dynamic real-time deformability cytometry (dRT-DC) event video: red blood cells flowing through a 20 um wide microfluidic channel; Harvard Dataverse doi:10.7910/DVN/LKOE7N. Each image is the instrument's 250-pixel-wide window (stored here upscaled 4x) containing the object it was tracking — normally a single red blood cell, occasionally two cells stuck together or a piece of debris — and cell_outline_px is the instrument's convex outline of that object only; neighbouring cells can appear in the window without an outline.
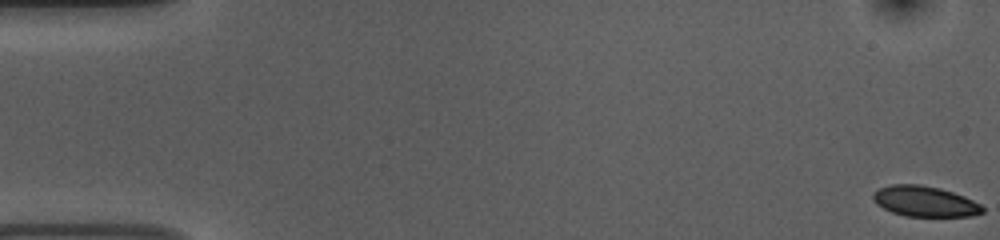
{"species": "common noctule bat (a hibernating species)", "species_latin": "Nyctalus noctula", "temperature_condition": "room temperature", "stored_images_in_passage": 54, "camera_frame_rate_fps": 3000, "um_per_image_px": 0.085, "animal": {"sex": "female", "body_mass_g": 10.0, "forearm_length_mm": 53.1}, "frame": {"image": 1, "passage_image": 1, "time_ms": 0.0, "image_size_px": [1000, 240], "cell_outline_px": [[984, 212], [972, 216], [904, 216], [892, 212], [876, 204], [872, 200], [872, 196], [880, 188], [892, 184], [920, 184], [940, 188], [964, 196], [980, 204], [984, 208]], "centroid_in_image_um": [78.61, 17.12], "position_along_channel_um": 6.4, "area_um2": 19.42}}
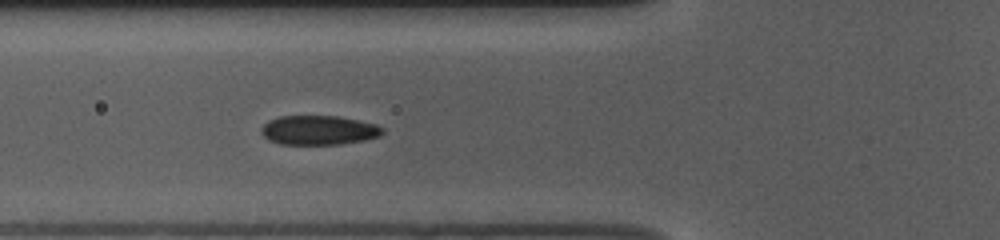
{"frame": {"image": 2, "passage_image": 20, "time_ms": 6.333, "image_size_px": [1000, 240], "cell_outline_px": [[384, 132], [380, 136], [364, 140], [340, 144], [280, 144], [268, 140], [260, 132], [260, 128], [268, 120], [280, 116], [336, 116], [376, 124], [384, 128]], "centroid_in_image_um": [27.07, 11.07], "position_along_channel_um": 98.7, "area_um2": 20.75}}
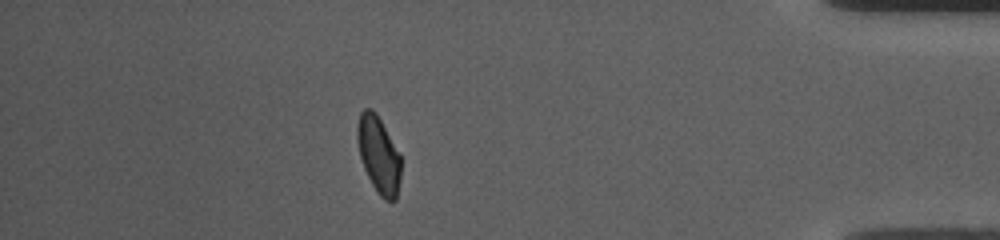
{"frame": {"image": 3, "passage_image": 48, "time_ms": 15.667, "image_size_px": [1000, 240], "cell_outline_px": [[400, 180], [396, 200], [384, 200], [380, 196], [372, 184], [364, 168], [360, 156], [356, 140], [356, 124], [360, 112], [364, 108], [372, 108], [376, 112], [400, 156]], "centroid_in_image_um": [32.15, 13.13], "position_along_channel_um": 403.1, "area_um2": 19.42}, "authors_computed_cell_mechanics": {"area_um2": 20.6924, "velocity_mm_per_s": 3.7282, "shape_relaxation_time_tau1_ms": 3.3183, "shape_relaxation_time_tau2_ms": 1.6387, "deformation_change_tau1": 0.1031, "deformation_change_tau2": 0.0598}}